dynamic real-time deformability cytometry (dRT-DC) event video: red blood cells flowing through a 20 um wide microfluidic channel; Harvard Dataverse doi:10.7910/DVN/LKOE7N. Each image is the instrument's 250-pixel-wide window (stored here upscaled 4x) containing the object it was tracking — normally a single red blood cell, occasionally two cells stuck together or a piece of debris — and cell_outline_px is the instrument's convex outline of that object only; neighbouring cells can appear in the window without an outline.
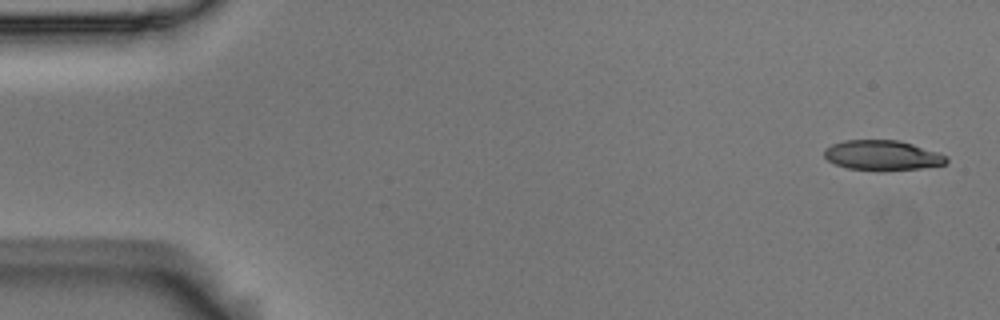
{"species": "Egyptian fruit bat (a non-hibernating species)", "species_latin": "Rousettus aegyptiacus", "temperature_condition": "room temperature", "stored_images_in_passage": 5, "camera_frame_rate_fps": 3000, "um_per_image_px": 0.085, "animal": {"sex": "male"}, "frame": {"image": 1, "passage_image": 1, "time_ms": 0.0, "image_size_px": [1000, 320], "cell_outline_px": [[948, 160], [944, 164], [920, 168], [848, 168], [836, 164], [828, 160], [824, 156], [824, 148], [832, 144], [844, 140], [896, 140], [912, 144], [948, 156]], "centroid_in_image_um": [74.96, 13.16], "position_along_channel_um": 10.0, "area_um2": 20.4}}
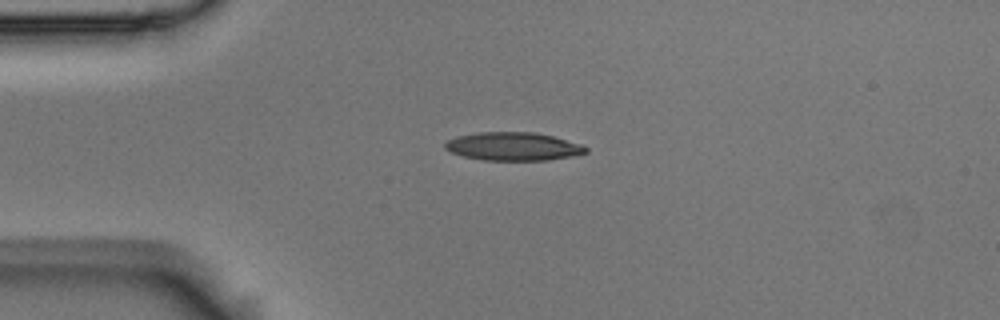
{"frame": {"image": 2, "passage_image": 4, "time_ms": 1.0, "image_size_px": [1000, 320], "cell_outline_px": [[588, 152], [572, 156], [548, 160], [480, 160], [460, 156], [444, 148], [444, 144], [448, 140], [456, 136], [476, 132], [536, 132], [552, 136], [580, 144], [588, 148]], "centroid_in_image_um": [43.58, 12.45], "position_along_channel_um": 41.4, "area_um2": 23.29}}